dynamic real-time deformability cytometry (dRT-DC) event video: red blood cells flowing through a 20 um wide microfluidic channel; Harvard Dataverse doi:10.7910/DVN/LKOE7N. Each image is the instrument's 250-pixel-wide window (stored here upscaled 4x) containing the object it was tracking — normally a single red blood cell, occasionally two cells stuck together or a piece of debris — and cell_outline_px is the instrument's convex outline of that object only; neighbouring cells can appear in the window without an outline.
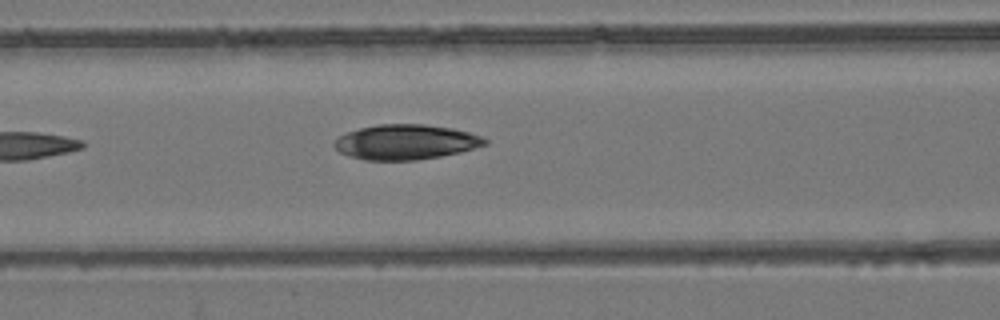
{"species": "common noctule bat (a hibernating species)", "species_latin": "Nyctalus noctula", "temperature_condition": "room temperature", "stored_images_in_passage": 6, "camera_frame_rate_fps": 3000, "um_per_image_px": 0.085, "animal": {"sex": "female", "body_mass_g": 24.6, "forearm_length_mm": 56.2}, "frame": {"image": 1, "passage_image": 6, "time_ms": 1.667, "image_size_px": [1000, 320], "cell_outline_px": [[488, 144], [460, 152], [440, 156], [416, 160], [364, 160], [348, 156], [340, 152], [332, 144], [340, 136], [348, 132], [360, 128], [380, 124], [424, 124], [452, 128], [468, 132], [480, 136], [488, 140]], "centroid_in_image_um": [34.49, 12.08], "position_along_channel_um": 132.1, "area_um2": 30.58}}